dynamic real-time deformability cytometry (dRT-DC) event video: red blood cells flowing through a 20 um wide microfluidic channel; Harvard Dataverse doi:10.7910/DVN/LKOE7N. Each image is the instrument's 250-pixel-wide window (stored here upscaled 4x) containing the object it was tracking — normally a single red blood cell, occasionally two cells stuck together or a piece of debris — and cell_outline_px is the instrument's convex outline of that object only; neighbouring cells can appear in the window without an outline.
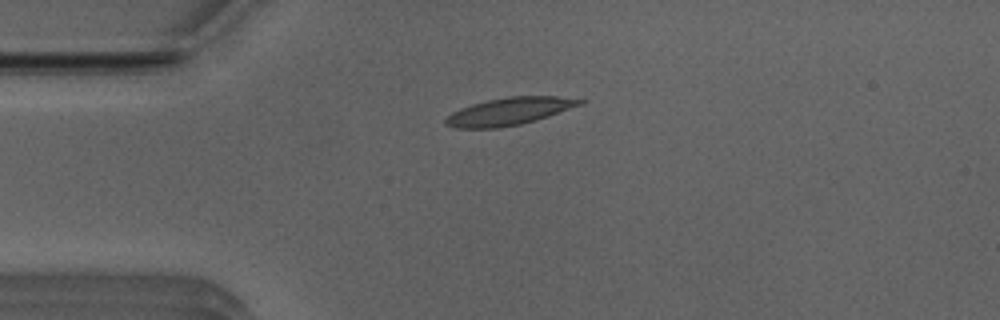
{"species": "Egyptian fruit bat (a non-hibernating species)", "species_latin": "Rousettus aegyptiacus", "temperature_condition": "room temperature", "stored_images_in_passage": 41, "camera_frame_rate_fps": 3000, "um_per_image_px": 0.085, "animal": {"sex": "male"}, "frame": {"image": 1, "passage_image": 1, "time_ms": 0.0, "image_size_px": [1000, 320], "cell_outline_px": [[588, 100], [584, 104], [548, 116], [520, 124], [496, 128], [456, 128], [444, 124], [444, 120], [452, 112], [460, 108], [472, 104], [488, 100], [508, 96], [556, 96]], "centroid_in_image_um": [43.3, 9.45], "position_along_channel_um": 41.7, "area_um2": 21.44}}
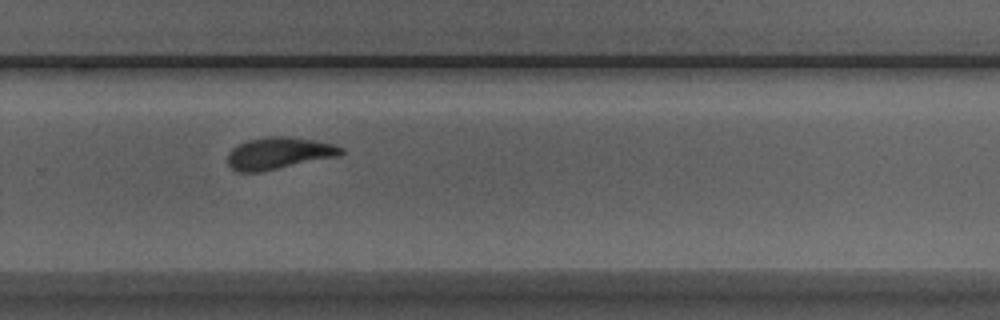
{"frame": {"image": 2, "passage_image": 23, "time_ms": 7.333, "image_size_px": [1000, 320], "cell_outline_px": [[344, 152], [340, 156], [260, 172], [236, 172], [228, 164], [228, 152], [232, 148], [248, 140], [268, 136], [288, 136], [316, 140], [332, 144], [344, 148]], "centroid_in_image_um": [23.72, 13.02], "position_along_channel_um": 306.1, "area_um2": 21.21}}
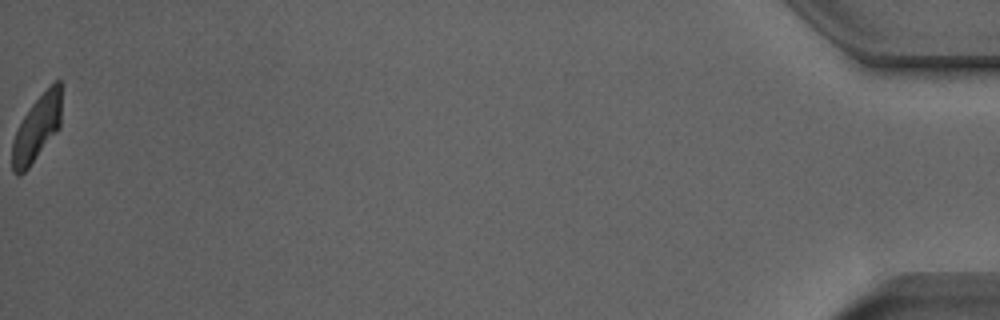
{"frame": {"image": 3, "passage_image": 41, "time_ms": 13.333, "image_size_px": [1000, 320], "cell_outline_px": [[60, 128], [28, 168], [20, 176], [16, 176], [12, 172], [12, 140], [24, 116], [32, 104], [56, 80], [60, 80]], "centroid_in_image_um": [3.11, 10.97], "position_along_channel_um": 432.1, "area_um2": 18.55}, "authors_computed_cell_mechanics": {"area_um2": 20.9814, "velocity_mm_per_s": 3.9043, "shape_relaxation_time_tau1_ms": 4.2521, "shape_relaxation_time_tau2_ms": 1.7684, "deformation_change_tau1": 0.1739, "deformation_change_tau2": 0.0858}}